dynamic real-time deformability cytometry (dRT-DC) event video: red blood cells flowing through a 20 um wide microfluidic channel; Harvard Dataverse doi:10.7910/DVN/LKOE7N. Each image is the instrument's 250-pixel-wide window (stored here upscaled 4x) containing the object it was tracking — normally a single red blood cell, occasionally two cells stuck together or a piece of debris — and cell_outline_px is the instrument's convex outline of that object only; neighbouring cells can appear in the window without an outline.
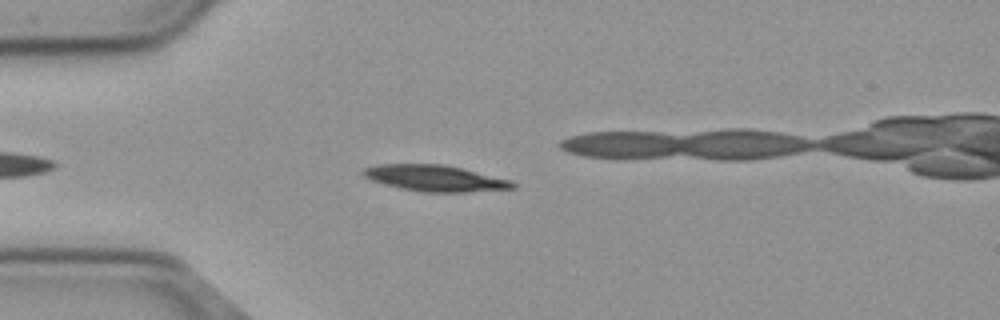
{"species": "common noctule bat (a hibernating species)", "species_latin": "Nyctalus noctula", "temperature_condition": "cold", "stored_images_in_passage": 43, "camera_frame_rate_fps": 3000, "um_per_image_px": 0.085, "animal": {"sex": "male", "body_mass_g": 23.1, "forearm_length_mm": 52.7}, "frame": {"image": 1, "passage_image": 6, "time_ms": 1.667, "image_size_px": [1000, 320], "cell_outline_px": [[516, 188], [464, 192], [420, 192], [400, 188], [372, 180], [364, 176], [364, 168], [376, 164], [440, 164], [460, 168], [512, 180], [516, 184]], "centroid_in_image_um": [37.0, 15.15], "position_along_channel_um": 48.0, "area_um2": 22.54}}
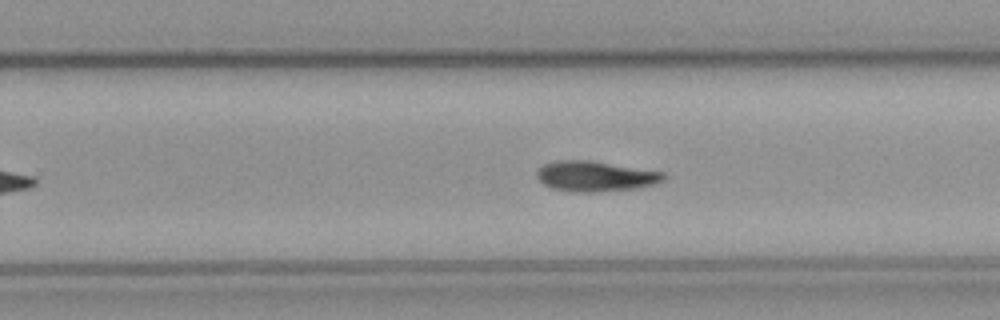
{"frame": {"image": 2, "passage_image": 26, "time_ms": 8.333, "image_size_px": [1000, 320], "cell_outline_px": [[664, 180], [656, 184], [636, 188], [596, 192], [568, 192], [552, 188], [544, 184], [536, 176], [536, 168], [544, 164], [556, 160], [588, 160], [664, 172]], "centroid_in_image_um": [50.56, 14.98], "position_along_channel_um": 279.2, "area_um2": 22.48}}
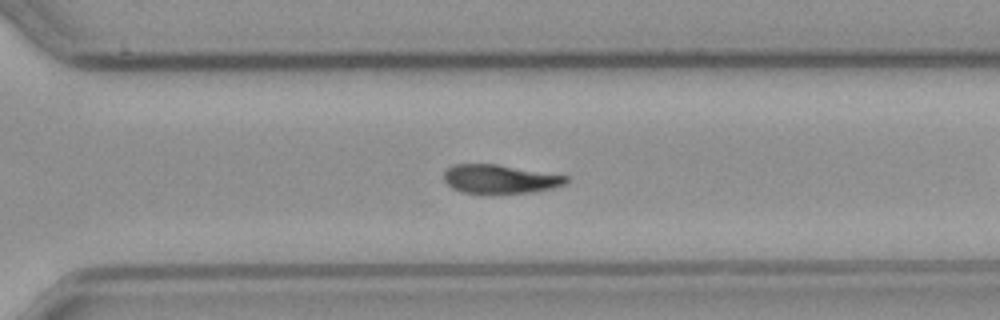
{"frame": {"image": 3, "passage_image": 30, "time_ms": 9.667, "image_size_px": [1000, 320], "cell_outline_px": [[568, 180], [564, 184], [552, 188], [532, 192], [484, 196], [460, 192], [452, 188], [444, 180], [444, 172], [452, 164], [496, 164], [568, 176]], "centroid_in_image_um": [42.44, 15.26], "position_along_channel_um": 328.2, "area_um2": 21.1}, "authors_computed_cell_mechanics": {"area_um2": 21.8484, "velocity_mm_per_s": 3.6759, "shape_relaxation_time_tau1_ms": 6.392, "shape_relaxation_time_tau2_ms": null, "deformation_change_tau1": 0.1393, "deformation_change_tau2": null}}